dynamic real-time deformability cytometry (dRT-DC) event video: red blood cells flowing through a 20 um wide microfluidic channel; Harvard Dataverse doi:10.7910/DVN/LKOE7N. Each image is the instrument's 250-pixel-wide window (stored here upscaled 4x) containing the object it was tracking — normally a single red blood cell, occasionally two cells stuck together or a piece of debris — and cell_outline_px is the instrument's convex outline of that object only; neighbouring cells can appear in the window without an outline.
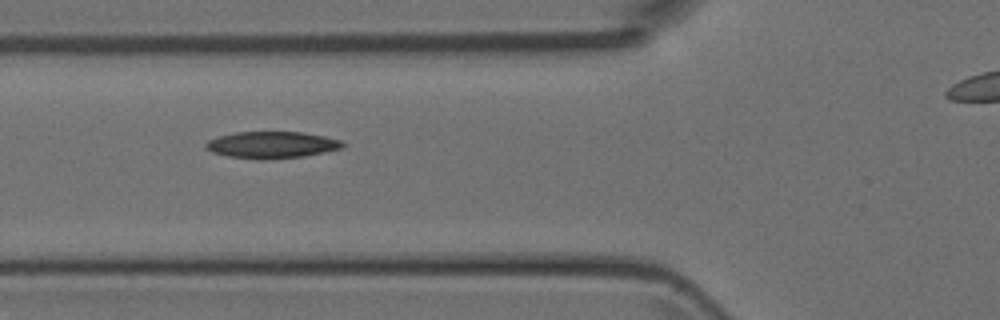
{"species": "Egyptian fruit bat (a non-hibernating species)", "species_latin": "Rousettus aegyptiacus", "temperature_condition": "room temperature", "stored_images_in_passage": 4, "camera_frame_rate_fps": 3000, "um_per_image_px": 0.085, "animal": {"sex": "female"}, "frame": {"image": 1, "passage_image": 2, "time_ms": 1.0, "image_size_px": [1000, 320], "cell_outline_px": [[344, 144], [340, 148], [304, 156], [264, 160], [260, 160], [228, 156], [212, 152], [204, 148], [204, 144], [208, 140], [216, 136], [236, 132], [304, 132], [324, 136], [340, 140]], "centroid_in_image_um": [23.02, 12.31], "position_along_channel_um": 102.8, "area_um2": 21.33}}
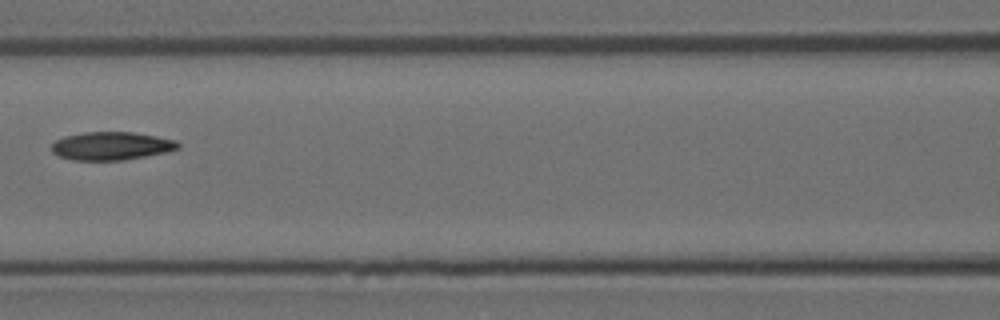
{"frame": {"image": 2, "passage_image": 3, "time_ms": 2.333, "image_size_px": [1000, 320], "cell_outline_px": [[180, 148], [168, 152], [124, 160], [72, 160], [60, 156], [52, 152], [52, 144], [56, 140], [64, 136], [84, 132], [132, 132], [156, 136], [176, 140], [180, 144]], "centroid_in_image_um": [9.49, 12.4], "position_along_channel_um": 157.1, "area_um2": 20.81}}
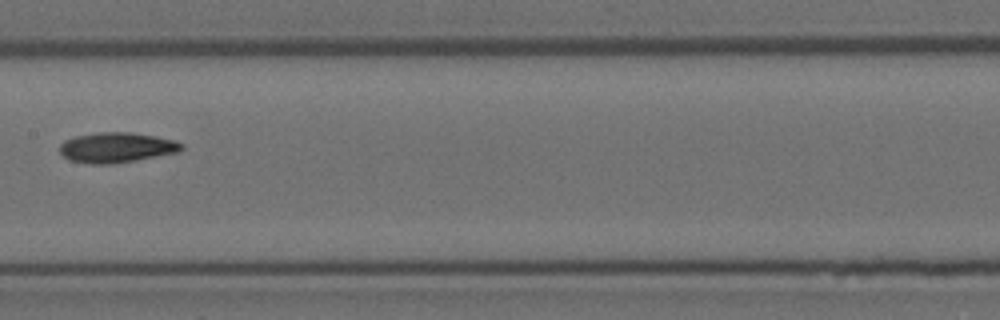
{"frame": {"image": 3, "passage_image": 4, "time_ms": 3.333, "image_size_px": [1000, 320], "cell_outline_px": [[184, 148], [180, 152], [136, 160], [108, 164], [88, 164], [68, 160], [60, 152], [60, 144], [64, 140], [76, 136], [100, 132], [132, 132], [156, 136], [176, 140], [184, 144]], "centroid_in_image_um": [9.94, 12.54], "position_along_channel_um": 197.5, "area_um2": 21.62}}